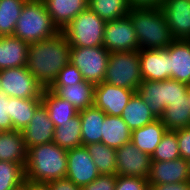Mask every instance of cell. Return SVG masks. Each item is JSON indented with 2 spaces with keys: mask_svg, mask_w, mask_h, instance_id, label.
<instances>
[{
  "mask_svg": "<svg viewBox=\"0 0 190 190\" xmlns=\"http://www.w3.org/2000/svg\"><path fill=\"white\" fill-rule=\"evenodd\" d=\"M88 7L106 22L127 16L131 9L128 0H89Z\"/></svg>",
  "mask_w": 190,
  "mask_h": 190,
  "instance_id": "cell-30",
  "label": "cell"
},
{
  "mask_svg": "<svg viewBox=\"0 0 190 190\" xmlns=\"http://www.w3.org/2000/svg\"><path fill=\"white\" fill-rule=\"evenodd\" d=\"M27 152L22 131H0V161L18 163L25 168Z\"/></svg>",
  "mask_w": 190,
  "mask_h": 190,
  "instance_id": "cell-19",
  "label": "cell"
},
{
  "mask_svg": "<svg viewBox=\"0 0 190 190\" xmlns=\"http://www.w3.org/2000/svg\"><path fill=\"white\" fill-rule=\"evenodd\" d=\"M28 0H0V37L13 36L16 22Z\"/></svg>",
  "mask_w": 190,
  "mask_h": 190,
  "instance_id": "cell-32",
  "label": "cell"
},
{
  "mask_svg": "<svg viewBox=\"0 0 190 190\" xmlns=\"http://www.w3.org/2000/svg\"><path fill=\"white\" fill-rule=\"evenodd\" d=\"M59 29L47 12L42 0H28L16 22L13 36L27 42H39L54 36Z\"/></svg>",
  "mask_w": 190,
  "mask_h": 190,
  "instance_id": "cell-4",
  "label": "cell"
},
{
  "mask_svg": "<svg viewBox=\"0 0 190 190\" xmlns=\"http://www.w3.org/2000/svg\"><path fill=\"white\" fill-rule=\"evenodd\" d=\"M55 125L50 120L46 107L41 103L30 123L22 131L27 149L53 141Z\"/></svg>",
  "mask_w": 190,
  "mask_h": 190,
  "instance_id": "cell-16",
  "label": "cell"
},
{
  "mask_svg": "<svg viewBox=\"0 0 190 190\" xmlns=\"http://www.w3.org/2000/svg\"><path fill=\"white\" fill-rule=\"evenodd\" d=\"M147 185L145 178L117 175L115 190H143Z\"/></svg>",
  "mask_w": 190,
  "mask_h": 190,
  "instance_id": "cell-38",
  "label": "cell"
},
{
  "mask_svg": "<svg viewBox=\"0 0 190 190\" xmlns=\"http://www.w3.org/2000/svg\"><path fill=\"white\" fill-rule=\"evenodd\" d=\"M167 129L161 119L132 130L131 142L142 152L152 155Z\"/></svg>",
  "mask_w": 190,
  "mask_h": 190,
  "instance_id": "cell-23",
  "label": "cell"
},
{
  "mask_svg": "<svg viewBox=\"0 0 190 190\" xmlns=\"http://www.w3.org/2000/svg\"><path fill=\"white\" fill-rule=\"evenodd\" d=\"M70 49L63 31L28 45L26 68L43 89L50 88L58 73L70 63Z\"/></svg>",
  "mask_w": 190,
  "mask_h": 190,
  "instance_id": "cell-1",
  "label": "cell"
},
{
  "mask_svg": "<svg viewBox=\"0 0 190 190\" xmlns=\"http://www.w3.org/2000/svg\"><path fill=\"white\" fill-rule=\"evenodd\" d=\"M143 190H155L153 186L147 185Z\"/></svg>",
  "mask_w": 190,
  "mask_h": 190,
  "instance_id": "cell-47",
  "label": "cell"
},
{
  "mask_svg": "<svg viewBox=\"0 0 190 190\" xmlns=\"http://www.w3.org/2000/svg\"><path fill=\"white\" fill-rule=\"evenodd\" d=\"M99 175L100 173L86 146L67 150V179L73 181L76 186L83 188Z\"/></svg>",
  "mask_w": 190,
  "mask_h": 190,
  "instance_id": "cell-11",
  "label": "cell"
},
{
  "mask_svg": "<svg viewBox=\"0 0 190 190\" xmlns=\"http://www.w3.org/2000/svg\"><path fill=\"white\" fill-rule=\"evenodd\" d=\"M102 46L109 53L139 51L136 31L128 15L106 22Z\"/></svg>",
  "mask_w": 190,
  "mask_h": 190,
  "instance_id": "cell-9",
  "label": "cell"
},
{
  "mask_svg": "<svg viewBox=\"0 0 190 190\" xmlns=\"http://www.w3.org/2000/svg\"><path fill=\"white\" fill-rule=\"evenodd\" d=\"M52 142L66 150L82 146L80 115L55 127Z\"/></svg>",
  "mask_w": 190,
  "mask_h": 190,
  "instance_id": "cell-29",
  "label": "cell"
},
{
  "mask_svg": "<svg viewBox=\"0 0 190 190\" xmlns=\"http://www.w3.org/2000/svg\"><path fill=\"white\" fill-rule=\"evenodd\" d=\"M150 186H153L155 190H190V181Z\"/></svg>",
  "mask_w": 190,
  "mask_h": 190,
  "instance_id": "cell-43",
  "label": "cell"
},
{
  "mask_svg": "<svg viewBox=\"0 0 190 190\" xmlns=\"http://www.w3.org/2000/svg\"><path fill=\"white\" fill-rule=\"evenodd\" d=\"M67 150L51 142L28 148L25 179L49 183L66 178Z\"/></svg>",
  "mask_w": 190,
  "mask_h": 190,
  "instance_id": "cell-2",
  "label": "cell"
},
{
  "mask_svg": "<svg viewBox=\"0 0 190 190\" xmlns=\"http://www.w3.org/2000/svg\"><path fill=\"white\" fill-rule=\"evenodd\" d=\"M110 53L103 47H71L70 62L94 85L103 82Z\"/></svg>",
  "mask_w": 190,
  "mask_h": 190,
  "instance_id": "cell-7",
  "label": "cell"
},
{
  "mask_svg": "<svg viewBox=\"0 0 190 190\" xmlns=\"http://www.w3.org/2000/svg\"><path fill=\"white\" fill-rule=\"evenodd\" d=\"M28 45L15 36L0 37V71L26 66Z\"/></svg>",
  "mask_w": 190,
  "mask_h": 190,
  "instance_id": "cell-21",
  "label": "cell"
},
{
  "mask_svg": "<svg viewBox=\"0 0 190 190\" xmlns=\"http://www.w3.org/2000/svg\"><path fill=\"white\" fill-rule=\"evenodd\" d=\"M128 16L136 31L139 50L164 49L173 41L160 7H131Z\"/></svg>",
  "mask_w": 190,
  "mask_h": 190,
  "instance_id": "cell-3",
  "label": "cell"
},
{
  "mask_svg": "<svg viewBox=\"0 0 190 190\" xmlns=\"http://www.w3.org/2000/svg\"><path fill=\"white\" fill-rule=\"evenodd\" d=\"M82 146L101 142L103 121L106 114L94 105L79 112Z\"/></svg>",
  "mask_w": 190,
  "mask_h": 190,
  "instance_id": "cell-22",
  "label": "cell"
},
{
  "mask_svg": "<svg viewBox=\"0 0 190 190\" xmlns=\"http://www.w3.org/2000/svg\"><path fill=\"white\" fill-rule=\"evenodd\" d=\"M105 25L106 21L88 7L62 31L71 47H98L103 45Z\"/></svg>",
  "mask_w": 190,
  "mask_h": 190,
  "instance_id": "cell-5",
  "label": "cell"
},
{
  "mask_svg": "<svg viewBox=\"0 0 190 190\" xmlns=\"http://www.w3.org/2000/svg\"><path fill=\"white\" fill-rule=\"evenodd\" d=\"M0 84L3 94L21 99H41L44 90L26 66L1 70Z\"/></svg>",
  "mask_w": 190,
  "mask_h": 190,
  "instance_id": "cell-8",
  "label": "cell"
},
{
  "mask_svg": "<svg viewBox=\"0 0 190 190\" xmlns=\"http://www.w3.org/2000/svg\"><path fill=\"white\" fill-rule=\"evenodd\" d=\"M134 93V90L102 82L95 85L94 106L101 109L106 115L121 116Z\"/></svg>",
  "mask_w": 190,
  "mask_h": 190,
  "instance_id": "cell-12",
  "label": "cell"
},
{
  "mask_svg": "<svg viewBox=\"0 0 190 190\" xmlns=\"http://www.w3.org/2000/svg\"><path fill=\"white\" fill-rule=\"evenodd\" d=\"M100 174L116 175V149L97 142L86 146Z\"/></svg>",
  "mask_w": 190,
  "mask_h": 190,
  "instance_id": "cell-31",
  "label": "cell"
},
{
  "mask_svg": "<svg viewBox=\"0 0 190 190\" xmlns=\"http://www.w3.org/2000/svg\"><path fill=\"white\" fill-rule=\"evenodd\" d=\"M15 190H25V187H24V185H22V186L16 188Z\"/></svg>",
  "mask_w": 190,
  "mask_h": 190,
  "instance_id": "cell-48",
  "label": "cell"
},
{
  "mask_svg": "<svg viewBox=\"0 0 190 190\" xmlns=\"http://www.w3.org/2000/svg\"><path fill=\"white\" fill-rule=\"evenodd\" d=\"M12 130V122L9 117V97L0 93V131Z\"/></svg>",
  "mask_w": 190,
  "mask_h": 190,
  "instance_id": "cell-41",
  "label": "cell"
},
{
  "mask_svg": "<svg viewBox=\"0 0 190 190\" xmlns=\"http://www.w3.org/2000/svg\"><path fill=\"white\" fill-rule=\"evenodd\" d=\"M179 145L176 133L166 131L162 136L159 145L151 155V161H171L180 158Z\"/></svg>",
  "mask_w": 190,
  "mask_h": 190,
  "instance_id": "cell-35",
  "label": "cell"
},
{
  "mask_svg": "<svg viewBox=\"0 0 190 190\" xmlns=\"http://www.w3.org/2000/svg\"><path fill=\"white\" fill-rule=\"evenodd\" d=\"M142 81L138 51L110 53L103 82L136 92Z\"/></svg>",
  "mask_w": 190,
  "mask_h": 190,
  "instance_id": "cell-6",
  "label": "cell"
},
{
  "mask_svg": "<svg viewBox=\"0 0 190 190\" xmlns=\"http://www.w3.org/2000/svg\"><path fill=\"white\" fill-rule=\"evenodd\" d=\"M160 8L173 40L190 39V0H163Z\"/></svg>",
  "mask_w": 190,
  "mask_h": 190,
  "instance_id": "cell-13",
  "label": "cell"
},
{
  "mask_svg": "<svg viewBox=\"0 0 190 190\" xmlns=\"http://www.w3.org/2000/svg\"><path fill=\"white\" fill-rule=\"evenodd\" d=\"M132 131L121 116L106 115L103 121L101 143L118 149L131 141Z\"/></svg>",
  "mask_w": 190,
  "mask_h": 190,
  "instance_id": "cell-25",
  "label": "cell"
},
{
  "mask_svg": "<svg viewBox=\"0 0 190 190\" xmlns=\"http://www.w3.org/2000/svg\"><path fill=\"white\" fill-rule=\"evenodd\" d=\"M51 190H82L81 187L76 186L73 181L62 178L49 182Z\"/></svg>",
  "mask_w": 190,
  "mask_h": 190,
  "instance_id": "cell-42",
  "label": "cell"
},
{
  "mask_svg": "<svg viewBox=\"0 0 190 190\" xmlns=\"http://www.w3.org/2000/svg\"><path fill=\"white\" fill-rule=\"evenodd\" d=\"M167 131L190 127L189 103H173L163 111L160 118Z\"/></svg>",
  "mask_w": 190,
  "mask_h": 190,
  "instance_id": "cell-33",
  "label": "cell"
},
{
  "mask_svg": "<svg viewBox=\"0 0 190 190\" xmlns=\"http://www.w3.org/2000/svg\"><path fill=\"white\" fill-rule=\"evenodd\" d=\"M150 166L151 156L140 151L131 141L116 149V175L147 179Z\"/></svg>",
  "mask_w": 190,
  "mask_h": 190,
  "instance_id": "cell-10",
  "label": "cell"
},
{
  "mask_svg": "<svg viewBox=\"0 0 190 190\" xmlns=\"http://www.w3.org/2000/svg\"><path fill=\"white\" fill-rule=\"evenodd\" d=\"M190 181L189 162L179 158L171 161H151L147 177L148 185H160Z\"/></svg>",
  "mask_w": 190,
  "mask_h": 190,
  "instance_id": "cell-14",
  "label": "cell"
},
{
  "mask_svg": "<svg viewBox=\"0 0 190 190\" xmlns=\"http://www.w3.org/2000/svg\"><path fill=\"white\" fill-rule=\"evenodd\" d=\"M25 190H51L50 183L45 182H35L29 179L24 181Z\"/></svg>",
  "mask_w": 190,
  "mask_h": 190,
  "instance_id": "cell-45",
  "label": "cell"
},
{
  "mask_svg": "<svg viewBox=\"0 0 190 190\" xmlns=\"http://www.w3.org/2000/svg\"><path fill=\"white\" fill-rule=\"evenodd\" d=\"M153 115L160 119L165 109V80H143L136 91Z\"/></svg>",
  "mask_w": 190,
  "mask_h": 190,
  "instance_id": "cell-27",
  "label": "cell"
},
{
  "mask_svg": "<svg viewBox=\"0 0 190 190\" xmlns=\"http://www.w3.org/2000/svg\"><path fill=\"white\" fill-rule=\"evenodd\" d=\"M53 24L62 31L78 14L88 8L89 0H42Z\"/></svg>",
  "mask_w": 190,
  "mask_h": 190,
  "instance_id": "cell-18",
  "label": "cell"
},
{
  "mask_svg": "<svg viewBox=\"0 0 190 190\" xmlns=\"http://www.w3.org/2000/svg\"><path fill=\"white\" fill-rule=\"evenodd\" d=\"M82 81H84V78L80 70L70 62L58 73L52 86L75 85Z\"/></svg>",
  "mask_w": 190,
  "mask_h": 190,
  "instance_id": "cell-37",
  "label": "cell"
},
{
  "mask_svg": "<svg viewBox=\"0 0 190 190\" xmlns=\"http://www.w3.org/2000/svg\"><path fill=\"white\" fill-rule=\"evenodd\" d=\"M117 175L100 174L94 181L85 185L82 190H115Z\"/></svg>",
  "mask_w": 190,
  "mask_h": 190,
  "instance_id": "cell-39",
  "label": "cell"
},
{
  "mask_svg": "<svg viewBox=\"0 0 190 190\" xmlns=\"http://www.w3.org/2000/svg\"><path fill=\"white\" fill-rule=\"evenodd\" d=\"M189 162V179H190V159L188 160Z\"/></svg>",
  "mask_w": 190,
  "mask_h": 190,
  "instance_id": "cell-49",
  "label": "cell"
},
{
  "mask_svg": "<svg viewBox=\"0 0 190 190\" xmlns=\"http://www.w3.org/2000/svg\"><path fill=\"white\" fill-rule=\"evenodd\" d=\"M177 136L180 157L186 160L190 159V127L174 131Z\"/></svg>",
  "mask_w": 190,
  "mask_h": 190,
  "instance_id": "cell-40",
  "label": "cell"
},
{
  "mask_svg": "<svg viewBox=\"0 0 190 190\" xmlns=\"http://www.w3.org/2000/svg\"><path fill=\"white\" fill-rule=\"evenodd\" d=\"M121 117L131 131L146 126L157 119L137 92L130 98Z\"/></svg>",
  "mask_w": 190,
  "mask_h": 190,
  "instance_id": "cell-26",
  "label": "cell"
},
{
  "mask_svg": "<svg viewBox=\"0 0 190 190\" xmlns=\"http://www.w3.org/2000/svg\"><path fill=\"white\" fill-rule=\"evenodd\" d=\"M188 85L173 80L165 79V108L173 103H188Z\"/></svg>",
  "mask_w": 190,
  "mask_h": 190,
  "instance_id": "cell-36",
  "label": "cell"
},
{
  "mask_svg": "<svg viewBox=\"0 0 190 190\" xmlns=\"http://www.w3.org/2000/svg\"><path fill=\"white\" fill-rule=\"evenodd\" d=\"M41 99H21L9 97V117L13 130L23 131L34 116Z\"/></svg>",
  "mask_w": 190,
  "mask_h": 190,
  "instance_id": "cell-28",
  "label": "cell"
},
{
  "mask_svg": "<svg viewBox=\"0 0 190 190\" xmlns=\"http://www.w3.org/2000/svg\"><path fill=\"white\" fill-rule=\"evenodd\" d=\"M170 78L190 85V43L188 40H173L168 46Z\"/></svg>",
  "mask_w": 190,
  "mask_h": 190,
  "instance_id": "cell-17",
  "label": "cell"
},
{
  "mask_svg": "<svg viewBox=\"0 0 190 190\" xmlns=\"http://www.w3.org/2000/svg\"><path fill=\"white\" fill-rule=\"evenodd\" d=\"M187 99L190 107V85L188 86Z\"/></svg>",
  "mask_w": 190,
  "mask_h": 190,
  "instance_id": "cell-46",
  "label": "cell"
},
{
  "mask_svg": "<svg viewBox=\"0 0 190 190\" xmlns=\"http://www.w3.org/2000/svg\"><path fill=\"white\" fill-rule=\"evenodd\" d=\"M94 88L93 83L84 80L75 85L51 86L49 89L62 99L67 100L80 112L94 105Z\"/></svg>",
  "mask_w": 190,
  "mask_h": 190,
  "instance_id": "cell-20",
  "label": "cell"
},
{
  "mask_svg": "<svg viewBox=\"0 0 190 190\" xmlns=\"http://www.w3.org/2000/svg\"><path fill=\"white\" fill-rule=\"evenodd\" d=\"M141 74L143 80L163 81L170 78L169 50H139Z\"/></svg>",
  "mask_w": 190,
  "mask_h": 190,
  "instance_id": "cell-15",
  "label": "cell"
},
{
  "mask_svg": "<svg viewBox=\"0 0 190 190\" xmlns=\"http://www.w3.org/2000/svg\"><path fill=\"white\" fill-rule=\"evenodd\" d=\"M43 105L46 107L50 120L55 127L70 121L79 112L67 100L59 97L54 91L44 89L41 95Z\"/></svg>",
  "mask_w": 190,
  "mask_h": 190,
  "instance_id": "cell-24",
  "label": "cell"
},
{
  "mask_svg": "<svg viewBox=\"0 0 190 190\" xmlns=\"http://www.w3.org/2000/svg\"><path fill=\"white\" fill-rule=\"evenodd\" d=\"M25 181V168L14 162L0 161V190H15Z\"/></svg>",
  "mask_w": 190,
  "mask_h": 190,
  "instance_id": "cell-34",
  "label": "cell"
},
{
  "mask_svg": "<svg viewBox=\"0 0 190 190\" xmlns=\"http://www.w3.org/2000/svg\"><path fill=\"white\" fill-rule=\"evenodd\" d=\"M131 7H161L163 0H128Z\"/></svg>",
  "mask_w": 190,
  "mask_h": 190,
  "instance_id": "cell-44",
  "label": "cell"
}]
</instances>
